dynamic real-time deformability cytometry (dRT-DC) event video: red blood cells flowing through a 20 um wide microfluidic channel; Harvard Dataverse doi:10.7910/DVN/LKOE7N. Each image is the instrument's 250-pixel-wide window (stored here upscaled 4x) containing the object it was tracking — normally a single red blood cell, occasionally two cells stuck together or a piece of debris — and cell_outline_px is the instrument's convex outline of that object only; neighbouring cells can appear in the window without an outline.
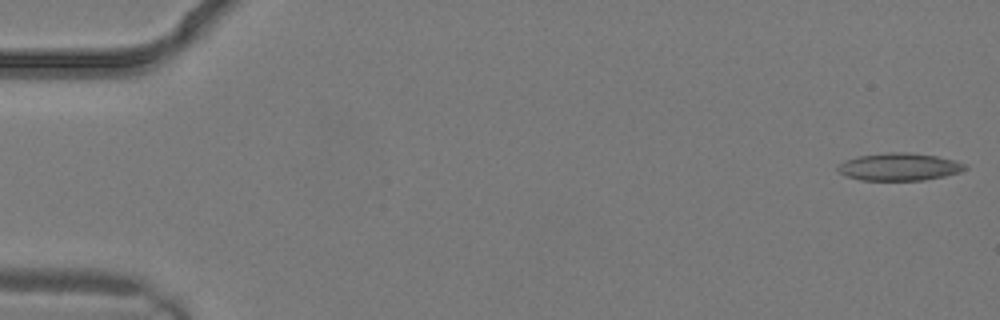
{"species": "common noctule bat (a hibernating species)", "species_latin": "Nyctalus noctula", "temperature_condition": "warm", "stored_images_in_passage": 3, "camera_frame_rate_fps": 3000, "um_per_image_px": 0.085, "animal": {"sex": "male", "body_mass_g": 19.2, "forearm_length_mm": 51.8}, "frame": {"image": 1, "passage_image": 1, "time_ms": 0.0, "image_size_px": [1000, 320], "cell_outline_px": [[968, 168], [960, 172], [944, 176], [924, 180], [860, 180], [848, 176], [840, 172], [836, 168], [844, 160], [856, 156], [888, 152], [908, 152], [936, 156], [968, 164]], "centroid_in_image_um": [76.44, 14.17], "position_along_channel_um": 8.6, "area_um2": 20.4}}
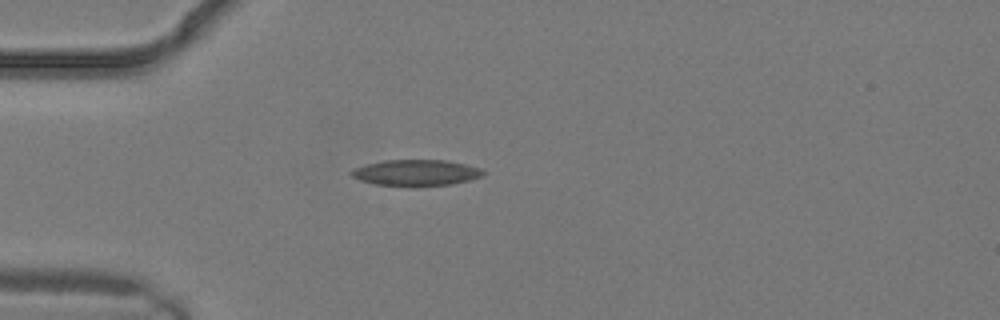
{"frame": {"image": 2, "passage_image": 3, "time_ms": 0.667, "image_size_px": [1000, 320], "cell_outline_px": [[488, 172], [480, 176], [468, 180], [452, 184], [416, 188], [412, 188], [376, 184], [360, 180], [352, 176], [348, 172], [352, 168], [384, 160], [444, 160], [464, 164], [480, 168]], "centroid_in_image_um": [35.34, 14.71], "position_along_channel_um": 49.7, "area_um2": 20.46}}